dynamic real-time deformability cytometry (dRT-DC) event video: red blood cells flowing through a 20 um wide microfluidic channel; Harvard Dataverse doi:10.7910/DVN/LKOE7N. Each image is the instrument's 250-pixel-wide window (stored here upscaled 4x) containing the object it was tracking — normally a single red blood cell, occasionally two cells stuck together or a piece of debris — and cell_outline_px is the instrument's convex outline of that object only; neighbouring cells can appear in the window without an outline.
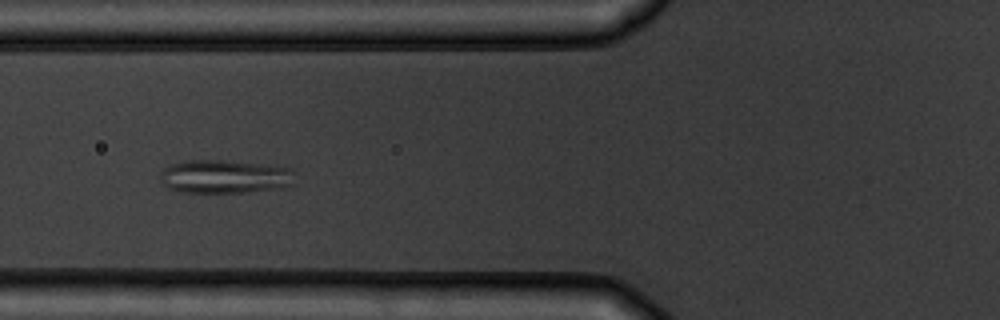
{"species": "common noctule bat (a hibernating species)", "species_latin": "Nyctalus noctula", "temperature_condition": "warm", "stored_images_in_passage": 14, "camera_frame_rate_fps": 3000, "um_per_image_px": 0.085, "animal": {"sex": "male", "body_mass_g": 19.5, "forearm_length_mm": 54.6}, "frame": {"image": 1, "passage_image": 5, "time_ms": 5.333, "image_size_px": [1000, 320], "cell_outline_px": [[296, 184], [280, 188], [248, 192], [180, 192], [168, 188], [160, 180], [160, 172], [168, 164], [184, 160], [220, 160], [292, 168]], "centroid_in_image_um": [19.08, 15.01], "position_along_channel_um": 106.7, "area_um2": 26.41}}
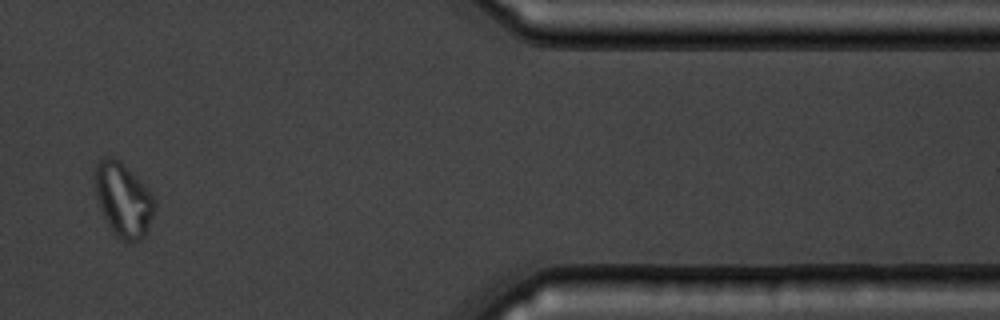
{"frame": {"image": 2, "passage_image": 12, "time_ms": 14.0, "image_size_px": [1000, 320], "cell_outline_px": [[156, 208], [144, 236], [140, 240], [132, 244], [128, 244], [120, 240], [116, 236], [108, 224], [104, 216], [96, 196], [92, 172], [96, 160], [104, 156], [112, 156], [120, 160], [148, 188], [156, 200]], "centroid_in_image_um": [10.46, 16.95], "position_along_channel_um": 400.9, "area_um2": 26.41}, "authors_computed_cell_mechanics": {"area_um2": 24.5072, "velocity_mm_per_s": 3.7848, "shape_relaxation_time_tau1_ms": 4.6846, "shape_relaxation_time_tau2_ms": null, "deformation_change_tau1": 0.115, "deformation_change_tau2": null}}